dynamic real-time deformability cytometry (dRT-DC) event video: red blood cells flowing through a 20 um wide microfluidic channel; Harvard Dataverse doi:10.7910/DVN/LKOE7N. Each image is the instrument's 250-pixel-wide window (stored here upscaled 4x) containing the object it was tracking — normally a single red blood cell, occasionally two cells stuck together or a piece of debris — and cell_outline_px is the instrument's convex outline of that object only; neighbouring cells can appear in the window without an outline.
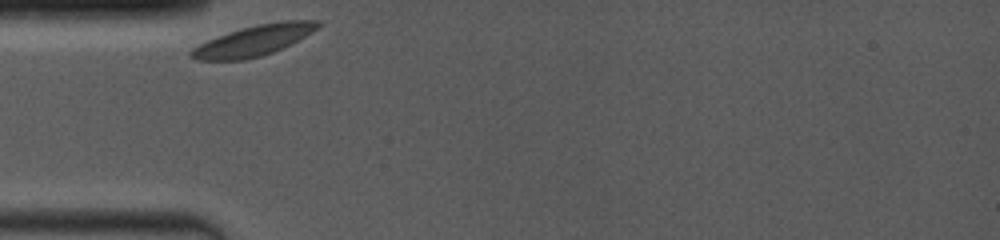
{"species": "common noctule bat (a hibernating species)", "species_latin": "Nyctalus noctula", "temperature_condition": "room temperature", "stored_images_in_passage": 4, "segment_of_instrument_passage": [1, 2], "camera_frame_rate_fps": 4000, "um_per_image_px": 0.085, "animal": {"sex": "female", "body_mass_g": 19.0, "forearm_length_mm": 53.3}, "frame": {"image": 1, "passage_image": 1, "time_ms": 0.0, "image_size_px": [1000, 240], "cell_outline_px": [[324, 24], [320, 28], [272, 52], [260, 56], [244, 60], [196, 60], [188, 56], [188, 52], [192, 48], [208, 40], [256, 24], [280, 20], [320, 20]], "centroid_in_image_um": [21.59, 3.43], "position_along_channel_um": 63.4, "area_um2": 22.31}}
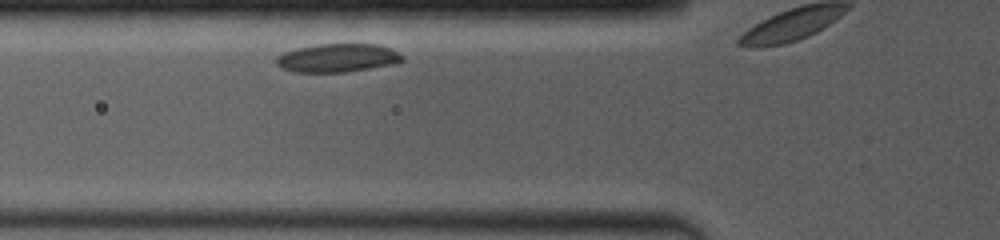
{"frame": {"image": 2, "passage_image": 3, "time_ms": 1.0, "image_size_px": [1000, 240], "cell_outline_px": [[404, 60], [392, 64], [344, 72], [296, 72], [280, 68], [276, 64], [276, 56], [284, 52], [300, 48], [320, 44], [376, 44], [388, 48], [404, 56]], "centroid_in_image_um": [28.65, 4.93], "position_along_channel_um": 97.1, "area_um2": 20.58}}